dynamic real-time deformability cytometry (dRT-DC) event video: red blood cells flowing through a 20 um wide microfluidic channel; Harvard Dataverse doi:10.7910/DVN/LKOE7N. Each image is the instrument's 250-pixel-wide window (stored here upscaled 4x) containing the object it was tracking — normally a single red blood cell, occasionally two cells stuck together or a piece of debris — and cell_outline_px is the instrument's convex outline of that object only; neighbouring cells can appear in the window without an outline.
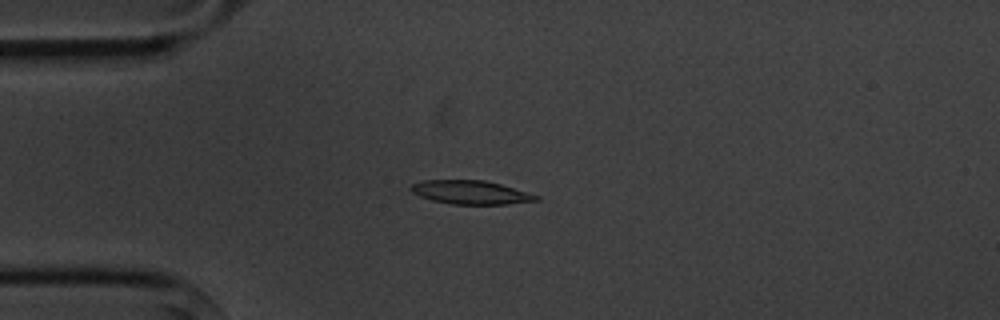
{"species": "common noctule bat (a hibernating species)", "species_latin": "Nyctalus noctula", "temperature_condition": "cold", "stored_images_in_passage": 6, "camera_frame_rate_fps": 3000, "um_per_image_px": 0.085, "animal": {"sex": "male", "body_mass_g": 20.1, "forearm_length_mm": 53.5}, "frame": {"image": 1, "passage_image": 3, "time_ms": 2.333, "image_size_px": [1000, 320], "cell_outline_px": [[540, 200], [508, 204], [452, 204], [432, 200], [420, 196], [412, 192], [408, 188], [412, 184], [424, 180], [484, 180], [500, 184], [528, 192], [540, 196]], "centroid_in_image_um": [40.02, 16.35], "position_along_channel_um": 45.0, "area_um2": 17.22}}
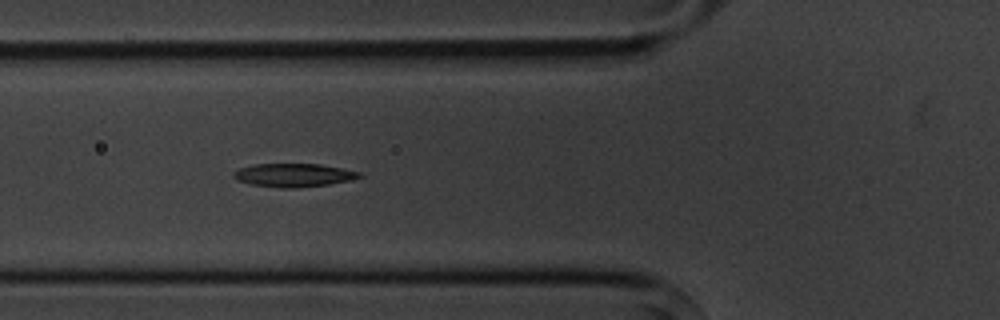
{"frame": {"image": 2, "passage_image": 5, "time_ms": 4.333, "image_size_px": [1000, 320], "cell_outline_px": [[364, 176], [352, 180], [328, 184], [292, 188], [280, 188], [252, 184], [236, 180], [232, 176], [232, 172], [240, 168], [252, 164], [320, 164], [360, 172]], "centroid_in_image_um": [24.94, 14.88], "position_along_channel_um": 100.9, "area_um2": 17.11}}
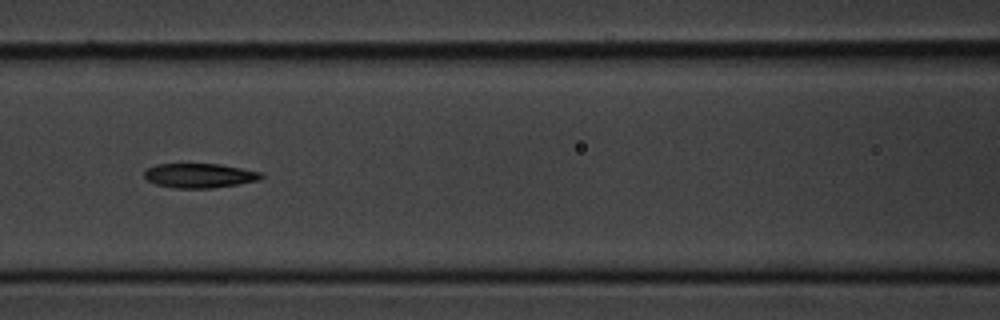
{"frame": {"image": 3, "passage_image": 6, "time_ms": 5.667, "image_size_px": [1000, 320], "cell_outline_px": [[264, 176], [260, 180], [212, 188], [176, 188], [156, 184], [148, 180], [144, 176], [144, 172], [148, 168], [156, 164], [220, 164], [260, 172]], "centroid_in_image_um": [16.95, 14.92], "position_along_channel_um": 149.6, "area_um2": 16.47}}